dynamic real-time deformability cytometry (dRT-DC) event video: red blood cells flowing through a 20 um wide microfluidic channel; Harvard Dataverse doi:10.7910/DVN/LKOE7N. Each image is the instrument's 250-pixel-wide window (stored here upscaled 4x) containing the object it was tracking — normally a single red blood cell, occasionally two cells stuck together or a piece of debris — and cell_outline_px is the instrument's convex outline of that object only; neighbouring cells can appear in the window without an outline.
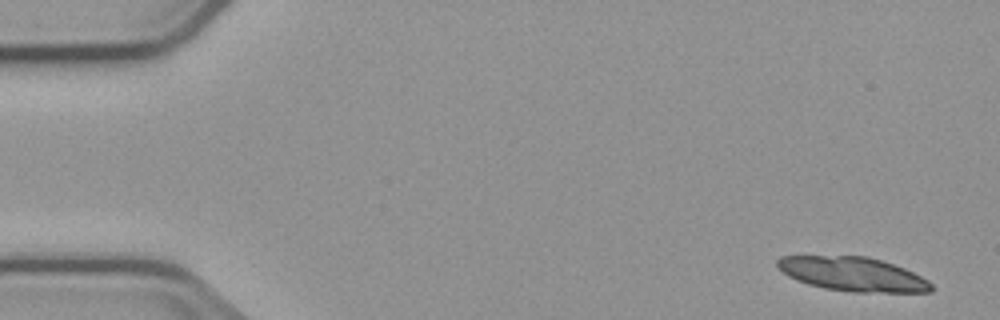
{"species": "common noctule bat (a hibernating species)", "species_latin": "Nyctalus noctula", "temperature_condition": "cold", "stored_images_in_passage": 5, "camera_frame_rate_fps": 3000, "um_per_image_px": 0.085, "animal": {"sex": "male", "body_mass_g": 23.1, "forearm_length_mm": 52.7}, "frame": {"image": 1, "passage_image": 1, "time_ms": 0.0, "image_size_px": [1000, 320], "cell_outline_px": [[932, 292], [852, 292], [824, 288], [808, 284], [796, 280], [788, 276], [776, 264], [776, 260], [780, 256], [868, 256], [904, 268], [928, 280], [932, 284]], "centroid_in_image_um": [72.48, 23.3], "position_along_channel_um": 12.5, "area_um2": 30.4}}